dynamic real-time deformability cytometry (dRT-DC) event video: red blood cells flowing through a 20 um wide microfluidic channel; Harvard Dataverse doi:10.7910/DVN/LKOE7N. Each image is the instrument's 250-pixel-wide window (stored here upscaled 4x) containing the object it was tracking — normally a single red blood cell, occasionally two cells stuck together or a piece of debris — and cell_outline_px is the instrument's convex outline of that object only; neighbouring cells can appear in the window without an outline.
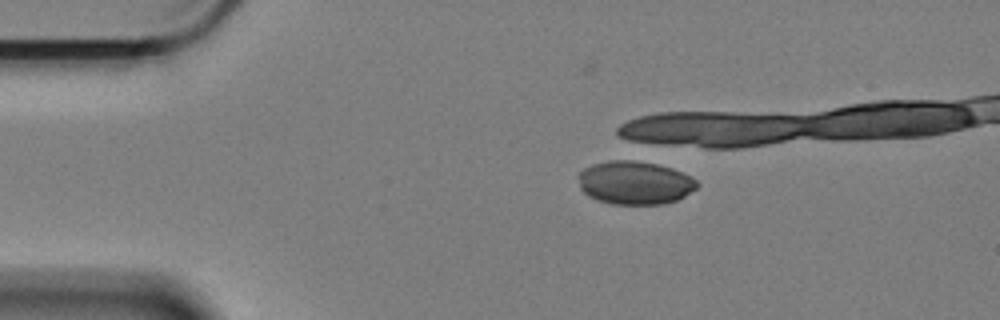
{"species": "Egyptian fruit bat (a non-hibernating species)", "species_latin": "Rousettus aegyptiacus", "temperature_condition": "cold", "stored_images_in_passage": 3, "camera_frame_rate_fps": 3000, "um_per_image_px": 0.085, "animal": {"sex": "female"}, "frame": {"image": 1, "passage_image": 1, "time_ms": 0.0, "image_size_px": [1000, 320], "cell_outline_px": [[700, 184], [696, 188], [684, 196], [676, 200], [664, 204], [612, 204], [596, 200], [588, 196], [580, 188], [580, 172], [584, 168], [592, 164], [608, 160], [632, 160], [656, 164], [672, 168], [696, 180]], "centroid_in_image_um": [53.94, 15.54], "position_along_channel_um": 31.1, "area_um2": 29.82}}